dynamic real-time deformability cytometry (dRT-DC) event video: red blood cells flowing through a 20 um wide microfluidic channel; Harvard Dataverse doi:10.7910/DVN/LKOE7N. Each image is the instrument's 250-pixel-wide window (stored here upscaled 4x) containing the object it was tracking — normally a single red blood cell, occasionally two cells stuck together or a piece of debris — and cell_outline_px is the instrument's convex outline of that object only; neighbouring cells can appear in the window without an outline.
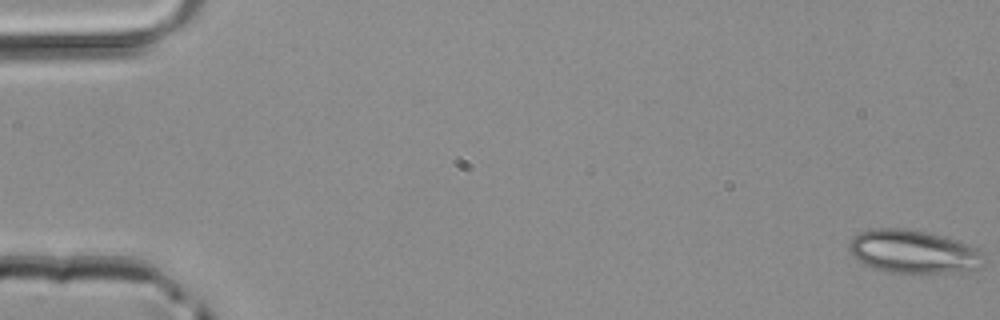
{"species": "common noctule bat (a hibernating species)", "species_latin": "Nyctalus noctula", "temperature_condition": "room temperature", "stored_images_in_passage": 15, "camera_frame_rate_fps": 3000, "um_per_image_px": 0.085, "animal": {"sex": "male", "body_mass_g": 20.4}, "frame": {"image": 1, "passage_image": 1, "time_ms": 0.0, "image_size_px": [1000, 320], "cell_outline_px": [[984, 268], [952, 272], [884, 272], [872, 268], [856, 260], [848, 248], [848, 244], [852, 236], [860, 232], [872, 228], [908, 228], [928, 232], [960, 240], [976, 248], [980, 252], [984, 264]], "centroid_in_image_um": [77.61, 21.37], "position_along_channel_um": 7.4, "area_um2": 34.28}}